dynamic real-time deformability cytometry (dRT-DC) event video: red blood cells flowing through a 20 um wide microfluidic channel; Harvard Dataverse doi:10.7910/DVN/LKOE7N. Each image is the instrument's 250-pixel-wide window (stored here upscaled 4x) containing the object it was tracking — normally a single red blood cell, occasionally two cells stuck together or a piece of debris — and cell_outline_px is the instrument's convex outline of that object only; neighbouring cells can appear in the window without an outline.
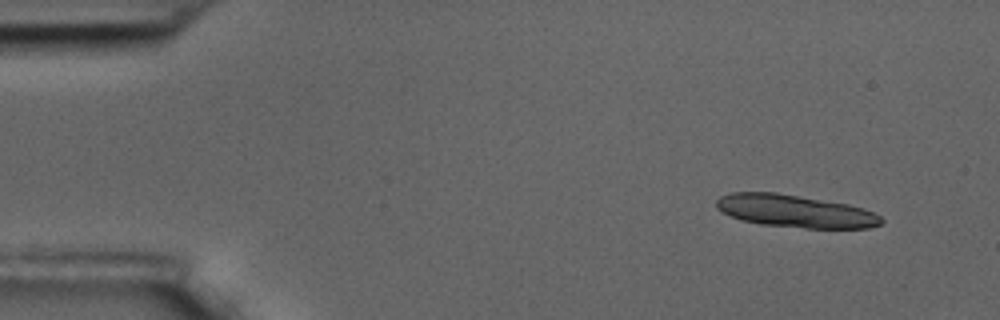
{"species": "common noctule bat (a hibernating species)", "species_latin": "Nyctalus noctula", "temperature_condition": "room temperature", "stored_images_in_passage": 3, "camera_frame_rate_fps": 3000, "um_per_image_px": 0.085, "animal": {"sex": "male", "body_mass_g": 17.5, "forearm_length_mm": 52.3}, "frame": {"image": 1, "passage_image": 1, "time_ms": 0.0, "image_size_px": [1000, 320], "cell_outline_px": [[884, 220], [880, 224], [868, 228], [804, 228], [760, 224], [740, 220], [716, 208], [716, 200], [720, 196], [732, 192], [776, 192], [848, 204], [864, 208], [880, 216]], "centroid_in_image_um": [67.58, 17.94], "position_along_channel_um": 17.4, "area_um2": 31.27}}